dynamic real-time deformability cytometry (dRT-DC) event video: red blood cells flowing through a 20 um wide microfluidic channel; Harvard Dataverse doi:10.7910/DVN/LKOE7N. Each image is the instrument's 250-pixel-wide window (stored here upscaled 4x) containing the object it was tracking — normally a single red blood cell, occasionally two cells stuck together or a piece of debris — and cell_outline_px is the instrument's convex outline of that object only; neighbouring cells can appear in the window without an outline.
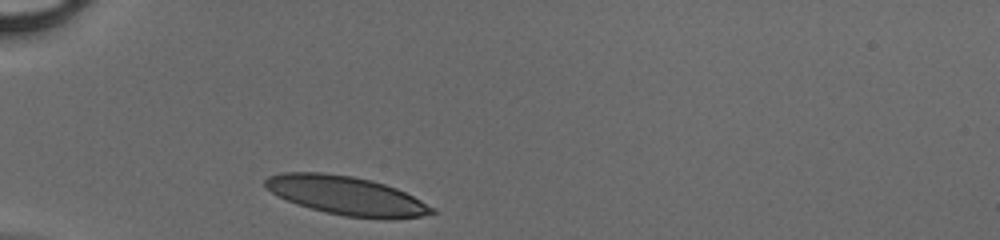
{"species": "human", "species_latin": "Homo sapiens", "temperature_condition": "cold", "stored_images_in_passage": 27, "camera_frame_rate_fps": 3000, "um_per_image_px": 0.085, "donor": {"sex": "male"}, "frame": {"image": 1, "passage_image": 1, "time_ms": 0.0, "image_size_px": [1000, 240], "cell_outline_px": [[436, 212], [420, 216], [344, 216], [312, 208], [288, 200], [272, 192], [264, 184], [264, 180], [268, 176], [280, 172], [324, 172], [352, 176], [372, 180], [396, 188], [436, 208]], "centroid_in_image_um": [29.38, 16.56], "position_along_channel_um": 55.6, "area_um2": 36.3}}
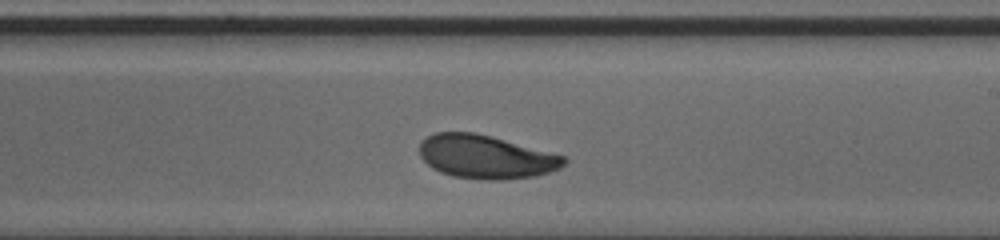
{"frame": {"image": 2, "passage_image": 16, "time_ms": 5.0, "image_size_px": [1000, 240], "cell_outline_px": [[568, 160], [560, 168], [548, 172], [532, 176], [500, 180], [488, 180], [452, 176], [440, 172], [432, 168], [420, 156], [420, 140], [436, 132], [476, 132], [564, 156]], "centroid_in_image_um": [41.26, 13.32], "position_along_channel_um": 247.7, "area_um2": 36.36}}
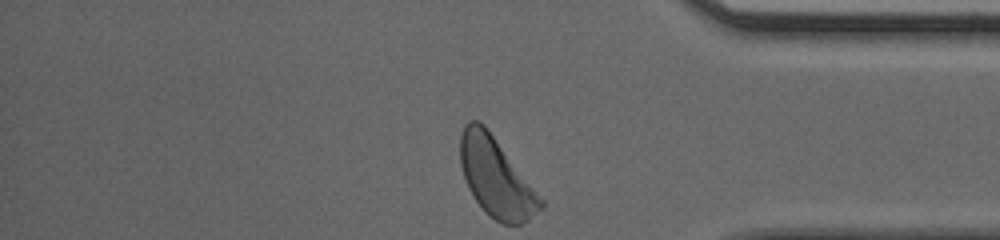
{"frame": {"image": 3, "passage_image": 27, "time_ms": 8.667, "image_size_px": [1000, 240], "cell_outline_px": [[544, 204], [528, 220], [520, 224], [500, 224], [488, 216], [484, 212], [472, 196], [468, 188], [460, 164], [460, 136], [464, 124], [468, 120], [480, 120], [484, 124], [544, 200]], "centroid_in_image_um": [42.13, 15.08], "position_along_channel_um": 393.1, "area_um2": 36.93}}